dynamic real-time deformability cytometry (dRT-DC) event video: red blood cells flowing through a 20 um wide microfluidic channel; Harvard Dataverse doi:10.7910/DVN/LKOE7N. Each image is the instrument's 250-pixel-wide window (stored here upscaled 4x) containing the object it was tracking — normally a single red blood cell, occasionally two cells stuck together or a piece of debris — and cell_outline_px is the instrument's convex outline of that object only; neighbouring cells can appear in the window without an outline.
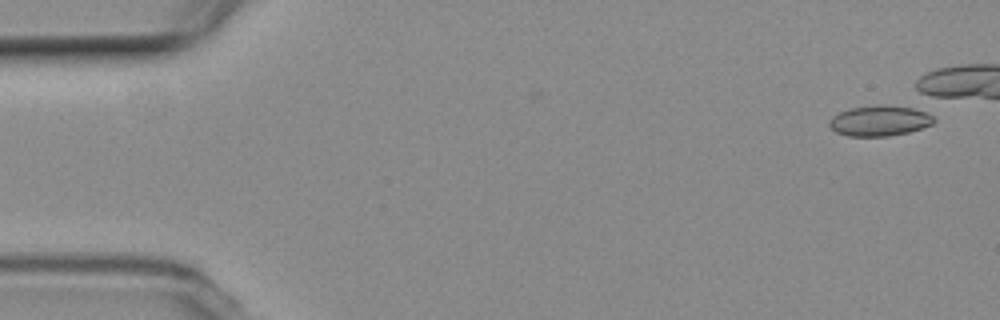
{"species": "common noctule bat (a hibernating species)", "species_latin": "Nyctalus noctula", "temperature_condition": "room temperature", "stored_images_in_passage": 7, "segment_of_instrument_passage": [2, 2], "camera_frame_rate_fps": 3000, "um_per_image_px": 0.085, "animal": {"sex": "female", "body_mass_g": 19.3, "forearm_length_mm": 54.1}, "frame": {"image": 1, "passage_image": 7, "time_ms": 7.667, "image_size_px": [1000, 320], "cell_outline_px": [[936, 120], [932, 124], [908, 132], [888, 136], [848, 136], [836, 132], [828, 124], [828, 120], [832, 116], [840, 112], [852, 108], [880, 104], [884, 104], [912, 108], [924, 112], [932, 116]], "centroid_in_image_um": [74.73, 10.26], "position_along_channel_um": 10.3, "area_um2": 18.44}}